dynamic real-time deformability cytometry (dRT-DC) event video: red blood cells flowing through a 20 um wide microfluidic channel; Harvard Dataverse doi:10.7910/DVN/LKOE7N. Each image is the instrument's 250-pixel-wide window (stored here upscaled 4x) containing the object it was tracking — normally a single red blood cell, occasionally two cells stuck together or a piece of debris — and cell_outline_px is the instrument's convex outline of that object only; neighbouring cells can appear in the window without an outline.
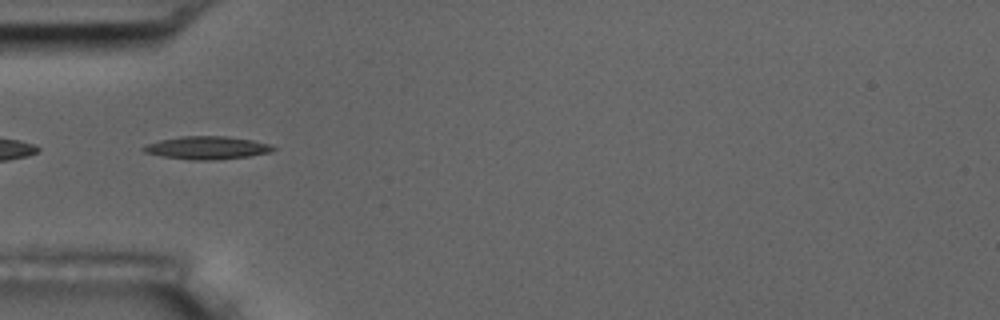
{"species": "common noctule bat (a hibernating species)", "species_latin": "Nyctalus noctula", "temperature_condition": "room temperature", "stored_images_in_passage": 7, "segment_of_instrument_passage": [2, 2], "camera_frame_rate_fps": 3000, "um_per_image_px": 0.085, "animal": {"sex": "male", "body_mass_g": 17.5, "forearm_length_mm": 52.3}, "frame": {"image": 1, "passage_image": 5, "time_ms": 1.333, "image_size_px": [1000, 320], "cell_outline_px": [[276, 148], [272, 152], [248, 156], [216, 160], [188, 160], [160, 156], [144, 152], [140, 148], [148, 144], [160, 140], [180, 136], [228, 136], [252, 140], [272, 144]], "centroid_in_image_um": [17.6, 12.56], "position_along_channel_um": 67.4, "area_um2": 17.51}}